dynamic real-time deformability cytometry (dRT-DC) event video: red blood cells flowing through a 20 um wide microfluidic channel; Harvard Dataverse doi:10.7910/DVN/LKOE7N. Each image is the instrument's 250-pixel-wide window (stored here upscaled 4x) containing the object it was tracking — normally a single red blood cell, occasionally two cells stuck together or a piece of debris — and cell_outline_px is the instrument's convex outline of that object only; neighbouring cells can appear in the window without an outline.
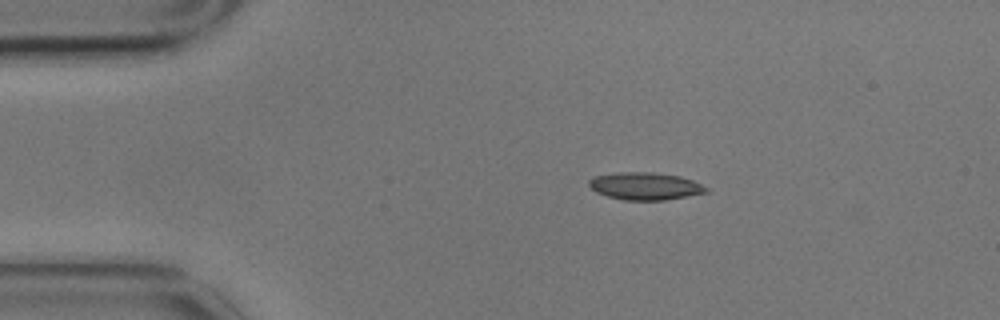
{"species": "common noctule bat (a hibernating species)", "species_latin": "Nyctalus noctula", "temperature_condition": "cold", "stored_images_in_passage": 13, "camera_frame_rate_fps": 3000, "um_per_image_px": 0.085, "animal": {"sex": "male", "body_mass_g": 17.9}, "frame": {"image": 1, "passage_image": 1, "time_ms": 0.0, "image_size_px": [1000, 320], "cell_outline_px": [[708, 192], [664, 200], [624, 200], [608, 196], [596, 192], [588, 184], [588, 180], [592, 176], [616, 172], [652, 172], [680, 176], [692, 180], [708, 188]], "centroid_in_image_um": [54.8, 15.81], "position_along_channel_um": 30.2, "area_um2": 18.73}}
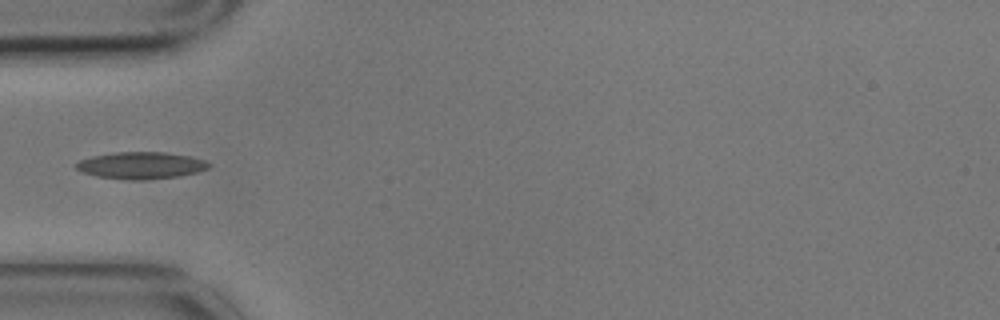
{"frame": {"image": 2, "passage_image": 3, "time_ms": 0.667, "image_size_px": [1000, 320], "cell_outline_px": [[212, 164], [208, 168], [196, 172], [176, 176], [144, 180], [128, 180], [96, 176], [84, 172], [76, 168], [72, 164], [80, 160], [92, 156], [116, 152], [164, 152], [188, 156], [204, 160]], "centroid_in_image_um": [11.95, 14.06], "position_along_channel_um": 73.1, "area_um2": 20.69}}
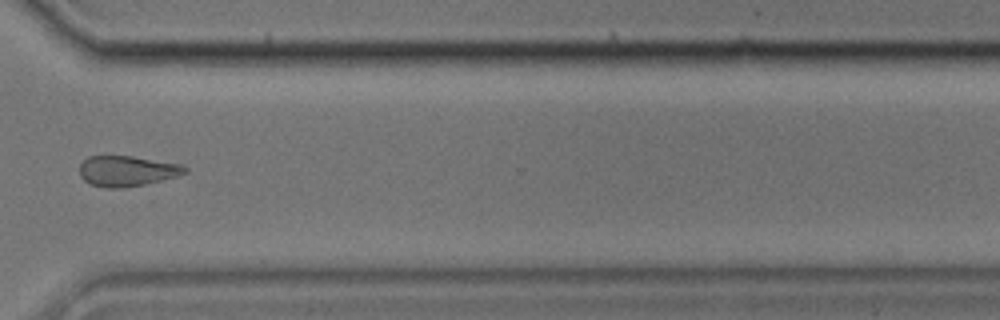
{"frame": {"image": 3, "passage_image": 10, "time_ms": 3.0, "image_size_px": [1000, 320], "cell_outline_px": [[188, 172], [176, 176], [144, 184], [124, 188], [104, 188], [88, 184], [80, 176], [80, 164], [88, 156], [132, 156], [184, 164], [188, 168]], "centroid_in_image_um": [10.8, 14.53], "position_along_channel_um": 359.8, "area_um2": 18.9}}